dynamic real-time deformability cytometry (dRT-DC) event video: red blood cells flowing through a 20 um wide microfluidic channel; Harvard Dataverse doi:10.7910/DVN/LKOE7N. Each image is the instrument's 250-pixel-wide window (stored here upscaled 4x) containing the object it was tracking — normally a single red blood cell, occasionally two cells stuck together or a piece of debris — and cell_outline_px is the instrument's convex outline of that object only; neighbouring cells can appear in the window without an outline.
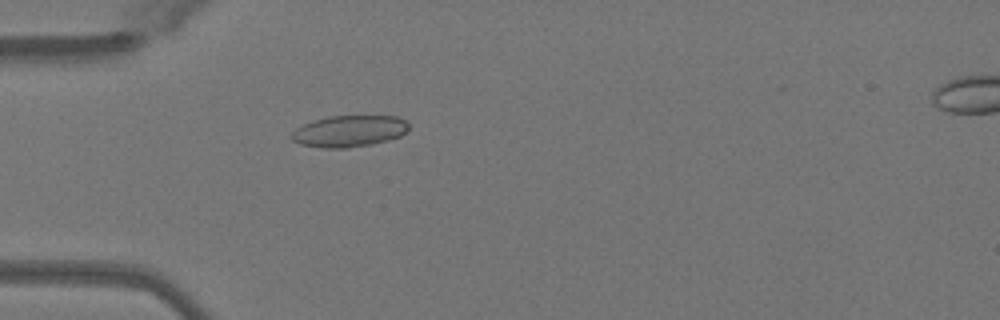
{"species": "Egyptian fruit bat (a non-hibernating species)", "species_latin": "Rousettus aegyptiacus", "temperature_condition": "warm", "stored_images_in_passage": 34, "camera_frame_rate_fps": 3000, "um_per_image_px": 0.085, "animal": {"sex": "female"}, "frame": {"image": 1, "passage_image": 1, "time_ms": 0.0, "image_size_px": [1000, 320], "cell_outline_px": [[408, 128], [400, 136], [388, 140], [372, 144], [348, 148], [324, 148], [300, 144], [292, 140], [288, 136], [296, 128], [312, 120], [328, 116], [396, 116], [404, 120], [408, 124]], "centroid_in_image_um": [29.63, 11.15], "position_along_channel_um": 55.4, "area_um2": 21.56}}
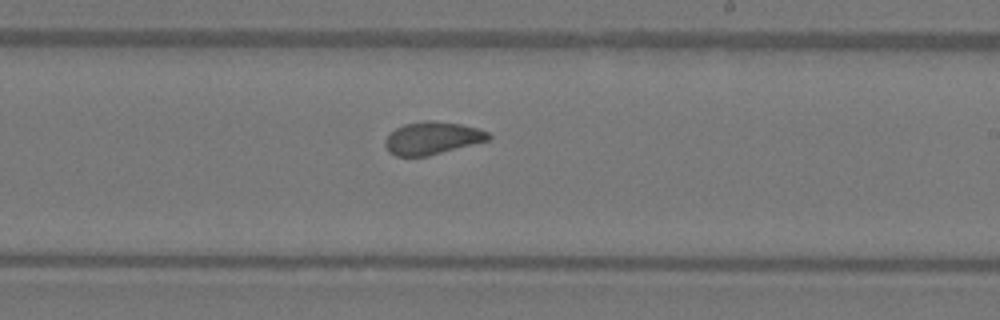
{"frame": {"image": 2, "passage_image": 16, "time_ms": 5.0, "image_size_px": [1000, 320], "cell_outline_px": [[492, 136], [488, 140], [428, 156], [396, 156], [388, 152], [384, 144], [384, 140], [396, 128], [404, 124], [424, 120], [432, 120], [460, 124], [476, 128], [488, 132]], "centroid_in_image_um": [36.71, 11.74], "position_along_channel_um": 252.3, "area_um2": 19.54}}
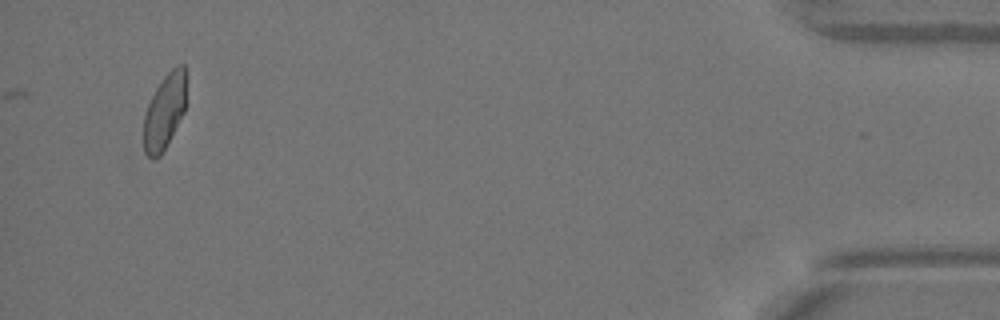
{"frame": {"image": 3, "passage_image": 34, "time_ms": 11.0, "image_size_px": [1000, 320], "cell_outline_px": [[184, 112], [160, 156], [152, 160], [144, 152], [144, 116], [148, 104], [156, 88], [164, 76], [176, 64], [184, 64]], "centroid_in_image_um": [13.95, 9.5], "position_along_channel_um": 421.2, "area_um2": 18.15}, "authors_computed_cell_mechanics": {"area_um2": 19.7098, "velocity_mm_per_s": 4.0783, "shape_relaxation_time_tau1_ms": null, "shape_relaxation_time_tau2_ms": 1.4544, "deformation_change_tau1": null, "deformation_change_tau2": 0.0756}}